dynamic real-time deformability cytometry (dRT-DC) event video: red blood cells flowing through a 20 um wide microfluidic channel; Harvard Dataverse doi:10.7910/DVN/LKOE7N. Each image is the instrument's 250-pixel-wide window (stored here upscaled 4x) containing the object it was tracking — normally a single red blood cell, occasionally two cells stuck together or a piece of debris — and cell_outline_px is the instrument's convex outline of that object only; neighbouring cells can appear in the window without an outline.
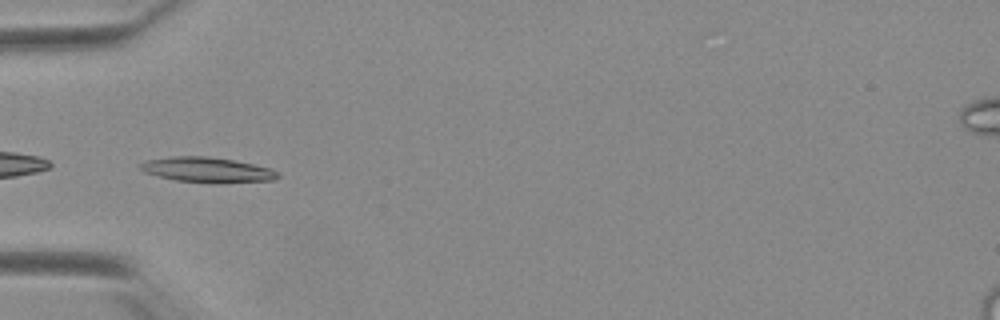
{"species": "Egyptian fruit bat (a non-hibernating species)", "species_latin": "Rousettus aegyptiacus", "temperature_condition": "warm", "stored_images_in_passage": 52, "segment_of_instrument_passage": [2, 2], "camera_frame_rate_fps": 3000, "um_per_image_px": 0.085, "animal": {"sex": "female"}, "frame": {"image": 1, "passage_image": 17, "time_ms": 5.333, "image_size_px": [1000, 320], "cell_outline_px": [[280, 176], [272, 180], [176, 180], [144, 172], [140, 168], [140, 164], [148, 160], [176, 156], [208, 156], [232, 160], [252, 164], [268, 168], [276, 172]], "centroid_in_image_um": [17.53, 14.37], "position_along_channel_um": 67.5, "area_um2": 18.5}}
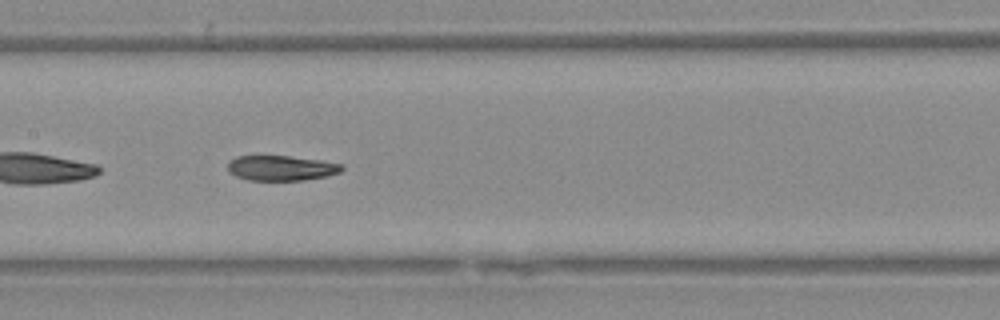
{"frame": {"image": 2, "passage_image": 26, "time_ms": 8.333, "image_size_px": [1000, 320], "cell_outline_px": [[344, 168], [340, 172], [324, 176], [304, 180], [248, 180], [236, 176], [228, 172], [228, 160], [236, 156], [288, 156], [320, 160], [344, 164]], "centroid_in_image_um": [23.88, 14.28], "position_along_channel_um": 183.5, "area_um2": 16.7}}
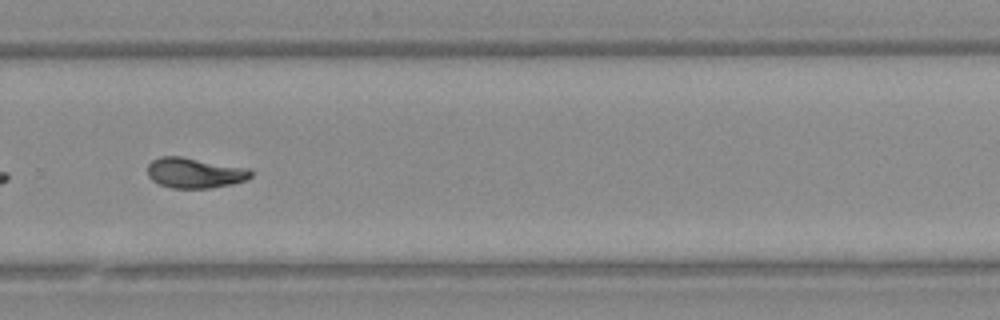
{"frame": {"image": 3, "passage_image": 36, "time_ms": 11.667, "image_size_px": [1000, 320], "cell_outline_px": [[252, 176], [248, 180], [232, 184], [212, 188], [172, 188], [160, 184], [152, 180], [148, 176], [148, 164], [152, 160], [160, 156], [180, 156], [248, 168], [252, 172]], "centroid_in_image_um": [16.56, 14.7], "position_along_channel_um": 313.2, "area_um2": 18.32}}